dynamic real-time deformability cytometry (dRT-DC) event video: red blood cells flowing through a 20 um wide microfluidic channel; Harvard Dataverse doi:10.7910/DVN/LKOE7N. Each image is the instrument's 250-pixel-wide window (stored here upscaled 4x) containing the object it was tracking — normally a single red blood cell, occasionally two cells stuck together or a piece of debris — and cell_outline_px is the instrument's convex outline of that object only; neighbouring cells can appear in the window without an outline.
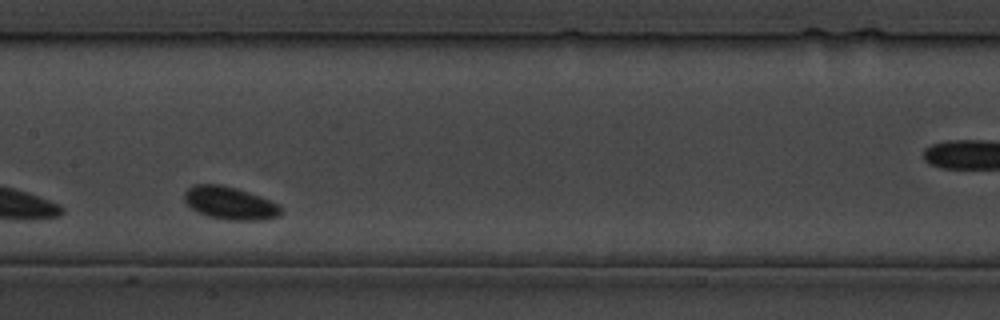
{"species": "common noctule bat (a hibernating species)", "species_latin": "Nyctalus noctula", "temperature_condition": "cold", "stored_images_in_passage": 21, "camera_frame_rate_fps": 3000, "um_per_image_px": 0.085, "animal": {"sex": "male", "body_mass_g": 19.5, "forearm_length_mm": 54.6}, "frame": {"image": 1, "passage_image": 7, "time_ms": 8.667, "image_size_px": [1000, 320], "cell_outline_px": [[280, 216], [264, 220], [228, 220], [208, 216], [192, 208], [184, 200], [184, 192], [188, 188], [196, 184], [220, 184], [236, 188], [260, 196], [280, 204]], "centroid_in_image_um": [19.56, 17.26], "position_along_channel_um": 187.8, "area_um2": 18.38}}